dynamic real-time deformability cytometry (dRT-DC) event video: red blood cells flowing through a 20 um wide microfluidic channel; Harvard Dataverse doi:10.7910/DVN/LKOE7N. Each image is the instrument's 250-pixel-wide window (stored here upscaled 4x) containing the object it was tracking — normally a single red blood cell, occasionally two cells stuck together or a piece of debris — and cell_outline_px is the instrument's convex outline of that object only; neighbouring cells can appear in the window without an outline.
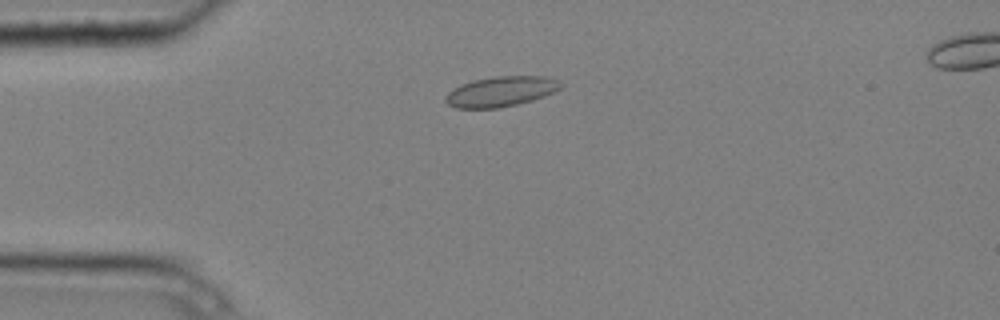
{"species": "common noctule bat (a hibernating species)", "species_latin": "Nyctalus noctula", "temperature_condition": "cold", "stored_images_in_passage": 9, "camera_frame_rate_fps": 3000, "um_per_image_px": 0.085, "animal": {"sex": "male", "body_mass_g": 20.4}, "frame": {"image": 1, "passage_image": 3, "time_ms": 0.667, "image_size_px": [1000, 320], "cell_outline_px": [[564, 84], [560, 88], [544, 96], [532, 100], [516, 104], [496, 108], [456, 108], [448, 104], [444, 100], [444, 96], [448, 92], [472, 80], [492, 76], [544, 76], [556, 80]], "centroid_in_image_um": [42.56, 7.77], "position_along_channel_um": 42.4, "area_um2": 20.06}}
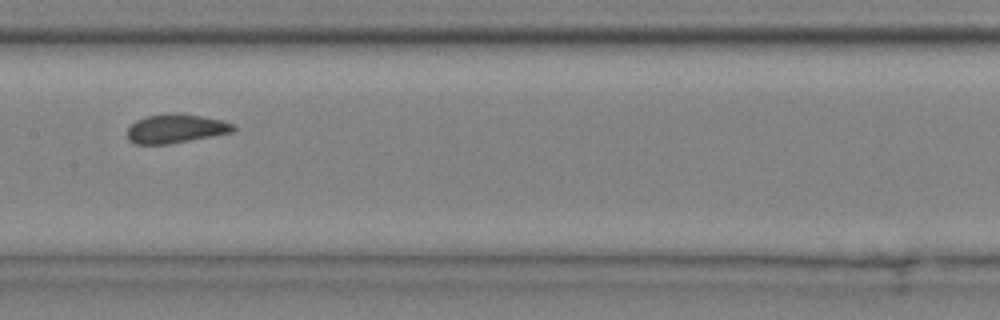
{"frame": {"image": 2, "passage_image": 7, "time_ms": 2.0, "image_size_px": [1000, 320], "cell_outline_px": [[236, 128], [232, 132], [212, 136], [168, 144], [136, 144], [128, 140], [128, 128], [136, 120], [148, 116], [168, 112], [200, 116], [220, 120], [236, 124]], "centroid_in_image_um": [14.93, 10.93], "position_along_channel_um": 192.5, "area_um2": 17.74}}
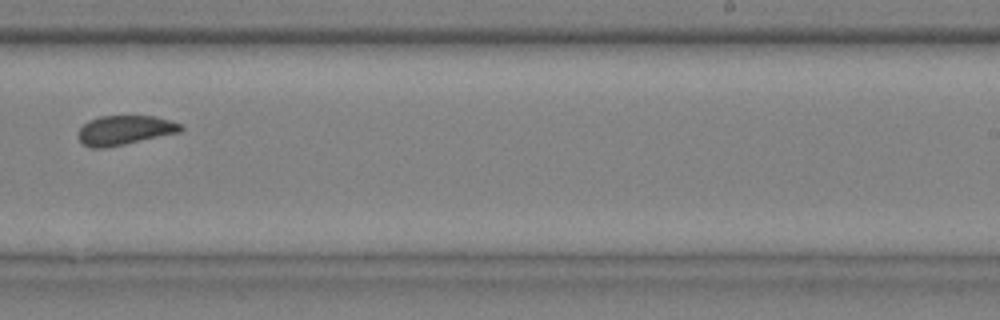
{"frame": {"image": 3, "passage_image": 9, "time_ms": 2.667, "image_size_px": [1000, 320], "cell_outline_px": [[184, 128], [180, 132], [124, 144], [104, 148], [92, 148], [84, 144], [76, 136], [80, 128], [88, 120], [100, 116], [156, 116], [184, 124]], "centroid_in_image_um": [10.61, 11.05], "position_along_channel_um": 278.4, "area_um2": 17.63}}